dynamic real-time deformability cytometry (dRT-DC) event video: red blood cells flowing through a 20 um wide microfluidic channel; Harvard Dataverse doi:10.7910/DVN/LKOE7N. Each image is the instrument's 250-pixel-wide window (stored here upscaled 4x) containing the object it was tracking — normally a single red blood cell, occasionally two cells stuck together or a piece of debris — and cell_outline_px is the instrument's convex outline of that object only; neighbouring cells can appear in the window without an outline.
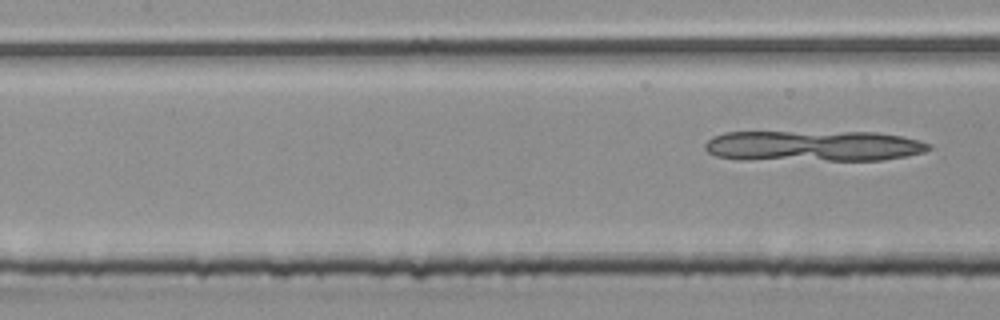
{"species": "common noctule bat (a hibernating species)", "species_latin": "Nyctalus noctula", "temperature_condition": "room temperature", "stored_images_in_passage": 9, "segment_of_instrument_passage": [2, 2], "camera_frame_rate_fps": 3000, "um_per_image_px": 0.085, "animal": {"sex": "male", "body_mass_g": 20.4}, "frame": {"image": 1, "passage_image": 9, "time_ms": 2.667, "image_size_px": [1000, 320], "cell_outline_px": [[932, 148], [924, 152], [884, 160], [740, 160], [716, 156], [708, 152], [704, 148], [704, 144], [712, 136], [724, 132], [876, 132], [900, 136], [920, 140], [932, 144]], "centroid_in_image_um": [69.11, 12.41], "position_along_channel_um": 138.3, "area_um2": 40.69}}